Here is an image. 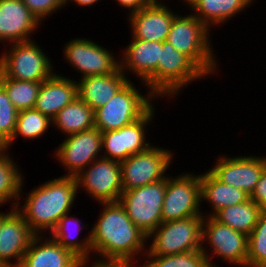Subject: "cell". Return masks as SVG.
<instances>
[{
    "label": "cell",
    "instance_id": "6da1fadb",
    "mask_svg": "<svg viewBox=\"0 0 266 267\" xmlns=\"http://www.w3.org/2000/svg\"><path fill=\"white\" fill-rule=\"evenodd\" d=\"M99 205L103 210L90 229L92 255L97 256L90 263L142 261L148 236L134 225L119 201Z\"/></svg>",
    "mask_w": 266,
    "mask_h": 267
},
{
    "label": "cell",
    "instance_id": "7a4b0ae2",
    "mask_svg": "<svg viewBox=\"0 0 266 267\" xmlns=\"http://www.w3.org/2000/svg\"><path fill=\"white\" fill-rule=\"evenodd\" d=\"M58 177L33 188L32 191L27 192L28 194L26 193L25 198L22 197L23 188H21L15 209L36 235H45V233L49 235L60 218L71 213L70 210L75 207L74 203L78 198L77 194L81 193V190L78 191L75 177ZM21 199L22 201L24 199V204H21Z\"/></svg>",
    "mask_w": 266,
    "mask_h": 267
},
{
    "label": "cell",
    "instance_id": "3957f363",
    "mask_svg": "<svg viewBox=\"0 0 266 267\" xmlns=\"http://www.w3.org/2000/svg\"><path fill=\"white\" fill-rule=\"evenodd\" d=\"M210 30L192 13L177 15L166 41L180 53L186 55L206 76L217 75L218 58L213 50Z\"/></svg>",
    "mask_w": 266,
    "mask_h": 267
},
{
    "label": "cell",
    "instance_id": "277c9868",
    "mask_svg": "<svg viewBox=\"0 0 266 267\" xmlns=\"http://www.w3.org/2000/svg\"><path fill=\"white\" fill-rule=\"evenodd\" d=\"M136 87L129 80L105 105L94 110L95 127L101 132L118 130L140 119L157 97L151 92L143 95Z\"/></svg>",
    "mask_w": 266,
    "mask_h": 267
},
{
    "label": "cell",
    "instance_id": "5b68a950",
    "mask_svg": "<svg viewBox=\"0 0 266 267\" xmlns=\"http://www.w3.org/2000/svg\"><path fill=\"white\" fill-rule=\"evenodd\" d=\"M0 55V72L8 78L19 81L43 82L56 71L45 49L35 40L5 44ZM54 71V72H53Z\"/></svg>",
    "mask_w": 266,
    "mask_h": 267
},
{
    "label": "cell",
    "instance_id": "8992f818",
    "mask_svg": "<svg viewBox=\"0 0 266 267\" xmlns=\"http://www.w3.org/2000/svg\"><path fill=\"white\" fill-rule=\"evenodd\" d=\"M203 215L162 222L147 238L145 255L166 256L202 249ZM152 241V242H151Z\"/></svg>",
    "mask_w": 266,
    "mask_h": 267
},
{
    "label": "cell",
    "instance_id": "52a82bcc",
    "mask_svg": "<svg viewBox=\"0 0 266 267\" xmlns=\"http://www.w3.org/2000/svg\"><path fill=\"white\" fill-rule=\"evenodd\" d=\"M208 78L186 55L176 50L168 41L162 42L160 59L156 68V97L173 99L187 85Z\"/></svg>",
    "mask_w": 266,
    "mask_h": 267
},
{
    "label": "cell",
    "instance_id": "ba28073f",
    "mask_svg": "<svg viewBox=\"0 0 266 267\" xmlns=\"http://www.w3.org/2000/svg\"><path fill=\"white\" fill-rule=\"evenodd\" d=\"M206 246L210 247L211 253ZM201 250L206 255L209 267H218L212 262V259L216 257L224 259L223 261H227L229 265L236 264V267H247L248 236L230 226L221 224L212 216L203 218Z\"/></svg>",
    "mask_w": 266,
    "mask_h": 267
},
{
    "label": "cell",
    "instance_id": "9c48e42d",
    "mask_svg": "<svg viewBox=\"0 0 266 267\" xmlns=\"http://www.w3.org/2000/svg\"><path fill=\"white\" fill-rule=\"evenodd\" d=\"M166 179L143 187L124 190L119 203L134 225L149 236L162 223Z\"/></svg>",
    "mask_w": 266,
    "mask_h": 267
},
{
    "label": "cell",
    "instance_id": "30bf717a",
    "mask_svg": "<svg viewBox=\"0 0 266 267\" xmlns=\"http://www.w3.org/2000/svg\"><path fill=\"white\" fill-rule=\"evenodd\" d=\"M170 150L164 149L163 146L151 145L148 149L120 162L123 190L143 187L166 179L169 176L166 171L170 169L175 157Z\"/></svg>",
    "mask_w": 266,
    "mask_h": 267
},
{
    "label": "cell",
    "instance_id": "8fae6325",
    "mask_svg": "<svg viewBox=\"0 0 266 267\" xmlns=\"http://www.w3.org/2000/svg\"><path fill=\"white\" fill-rule=\"evenodd\" d=\"M200 174L185 172L166 178L162 222L203 215L201 208ZM201 209V210H200Z\"/></svg>",
    "mask_w": 266,
    "mask_h": 267
},
{
    "label": "cell",
    "instance_id": "7c38bea8",
    "mask_svg": "<svg viewBox=\"0 0 266 267\" xmlns=\"http://www.w3.org/2000/svg\"><path fill=\"white\" fill-rule=\"evenodd\" d=\"M62 56L66 63L80 72L81 78L111 74L120 69V59L113 51L86 37L70 39L64 44Z\"/></svg>",
    "mask_w": 266,
    "mask_h": 267
},
{
    "label": "cell",
    "instance_id": "4fadbf2b",
    "mask_svg": "<svg viewBox=\"0 0 266 267\" xmlns=\"http://www.w3.org/2000/svg\"><path fill=\"white\" fill-rule=\"evenodd\" d=\"M78 191L89 194L97 203L117 202L122 195L119 161L100 157L75 176Z\"/></svg>",
    "mask_w": 266,
    "mask_h": 267
},
{
    "label": "cell",
    "instance_id": "5bb4252c",
    "mask_svg": "<svg viewBox=\"0 0 266 267\" xmlns=\"http://www.w3.org/2000/svg\"><path fill=\"white\" fill-rule=\"evenodd\" d=\"M101 142L102 132L96 127L66 136L53 153V157L67 172L61 176L75 177L102 157Z\"/></svg>",
    "mask_w": 266,
    "mask_h": 267
},
{
    "label": "cell",
    "instance_id": "9a60e30c",
    "mask_svg": "<svg viewBox=\"0 0 266 267\" xmlns=\"http://www.w3.org/2000/svg\"><path fill=\"white\" fill-rule=\"evenodd\" d=\"M153 105L140 119L118 130L102 132V157L122 162L129 156L148 149L149 124L154 119L156 109ZM104 154V155H103Z\"/></svg>",
    "mask_w": 266,
    "mask_h": 267
},
{
    "label": "cell",
    "instance_id": "2e32d148",
    "mask_svg": "<svg viewBox=\"0 0 266 267\" xmlns=\"http://www.w3.org/2000/svg\"><path fill=\"white\" fill-rule=\"evenodd\" d=\"M130 44L122 49L120 70L126 75L133 73L147 92L156 96V68L160 59L162 42L145 41L130 37Z\"/></svg>",
    "mask_w": 266,
    "mask_h": 267
},
{
    "label": "cell",
    "instance_id": "e0dca14e",
    "mask_svg": "<svg viewBox=\"0 0 266 267\" xmlns=\"http://www.w3.org/2000/svg\"><path fill=\"white\" fill-rule=\"evenodd\" d=\"M212 167L209 171L218 180L251 195L266 169V157L261 155L229 157L224 154L218 157L215 166Z\"/></svg>",
    "mask_w": 266,
    "mask_h": 267
},
{
    "label": "cell",
    "instance_id": "ac0fdd59",
    "mask_svg": "<svg viewBox=\"0 0 266 267\" xmlns=\"http://www.w3.org/2000/svg\"><path fill=\"white\" fill-rule=\"evenodd\" d=\"M9 210L2 212L0 267H19L36 234L15 208L10 207Z\"/></svg>",
    "mask_w": 266,
    "mask_h": 267
},
{
    "label": "cell",
    "instance_id": "d6986e66",
    "mask_svg": "<svg viewBox=\"0 0 266 267\" xmlns=\"http://www.w3.org/2000/svg\"><path fill=\"white\" fill-rule=\"evenodd\" d=\"M168 6L163 1L152 2L147 7L127 15L131 37L145 41H165L172 20L177 15Z\"/></svg>",
    "mask_w": 266,
    "mask_h": 267
},
{
    "label": "cell",
    "instance_id": "ffe728a7",
    "mask_svg": "<svg viewBox=\"0 0 266 267\" xmlns=\"http://www.w3.org/2000/svg\"><path fill=\"white\" fill-rule=\"evenodd\" d=\"M39 20L21 0H0V43L32 40Z\"/></svg>",
    "mask_w": 266,
    "mask_h": 267
},
{
    "label": "cell",
    "instance_id": "44dd1931",
    "mask_svg": "<svg viewBox=\"0 0 266 267\" xmlns=\"http://www.w3.org/2000/svg\"><path fill=\"white\" fill-rule=\"evenodd\" d=\"M36 235L19 267H84L85 264L50 235Z\"/></svg>",
    "mask_w": 266,
    "mask_h": 267
},
{
    "label": "cell",
    "instance_id": "7402d4cb",
    "mask_svg": "<svg viewBox=\"0 0 266 267\" xmlns=\"http://www.w3.org/2000/svg\"><path fill=\"white\" fill-rule=\"evenodd\" d=\"M77 97V81L55 72L42 82L34 108L52 120Z\"/></svg>",
    "mask_w": 266,
    "mask_h": 267
},
{
    "label": "cell",
    "instance_id": "603a6c76",
    "mask_svg": "<svg viewBox=\"0 0 266 267\" xmlns=\"http://www.w3.org/2000/svg\"><path fill=\"white\" fill-rule=\"evenodd\" d=\"M130 78L119 69L115 73L79 78L78 97L93 110L105 105Z\"/></svg>",
    "mask_w": 266,
    "mask_h": 267
},
{
    "label": "cell",
    "instance_id": "cb8c5ba5",
    "mask_svg": "<svg viewBox=\"0 0 266 267\" xmlns=\"http://www.w3.org/2000/svg\"><path fill=\"white\" fill-rule=\"evenodd\" d=\"M254 2L255 0H188L185 5L211 30L215 25L219 27L226 24Z\"/></svg>",
    "mask_w": 266,
    "mask_h": 267
},
{
    "label": "cell",
    "instance_id": "d4e9b609",
    "mask_svg": "<svg viewBox=\"0 0 266 267\" xmlns=\"http://www.w3.org/2000/svg\"><path fill=\"white\" fill-rule=\"evenodd\" d=\"M73 228H75L77 232ZM85 228H90V226H88V224L85 225V223L82 224V220L75 217V215L72 216L71 214H66L60 218L59 222L49 235H51L50 237L64 248L70 250L85 265L90 266V260L91 257H93L91 255V231H89V233H87L88 235H85L82 240H79L78 238L81 230Z\"/></svg>",
    "mask_w": 266,
    "mask_h": 267
},
{
    "label": "cell",
    "instance_id": "484cf974",
    "mask_svg": "<svg viewBox=\"0 0 266 267\" xmlns=\"http://www.w3.org/2000/svg\"><path fill=\"white\" fill-rule=\"evenodd\" d=\"M200 187L201 204L207 202L212 208L210 211H213H209V214L207 211L205 213L202 211L203 216H213L224 207L237 205L250 199L248 193L221 182L209 170L200 173Z\"/></svg>",
    "mask_w": 266,
    "mask_h": 267
},
{
    "label": "cell",
    "instance_id": "4316f807",
    "mask_svg": "<svg viewBox=\"0 0 266 267\" xmlns=\"http://www.w3.org/2000/svg\"><path fill=\"white\" fill-rule=\"evenodd\" d=\"M52 126L65 137L92 129L95 127L94 110L77 97L57 113L52 119Z\"/></svg>",
    "mask_w": 266,
    "mask_h": 267
},
{
    "label": "cell",
    "instance_id": "83f0119b",
    "mask_svg": "<svg viewBox=\"0 0 266 267\" xmlns=\"http://www.w3.org/2000/svg\"><path fill=\"white\" fill-rule=\"evenodd\" d=\"M8 152V149L0 147V203L4 205L12 201L10 206L15 208L26 180Z\"/></svg>",
    "mask_w": 266,
    "mask_h": 267
},
{
    "label": "cell",
    "instance_id": "f1b7e54d",
    "mask_svg": "<svg viewBox=\"0 0 266 267\" xmlns=\"http://www.w3.org/2000/svg\"><path fill=\"white\" fill-rule=\"evenodd\" d=\"M261 211V207L249 199L237 205L224 207L212 217L221 224L230 226L248 236L256 226Z\"/></svg>",
    "mask_w": 266,
    "mask_h": 267
},
{
    "label": "cell",
    "instance_id": "f546056e",
    "mask_svg": "<svg viewBox=\"0 0 266 267\" xmlns=\"http://www.w3.org/2000/svg\"><path fill=\"white\" fill-rule=\"evenodd\" d=\"M50 127H52V120L37 109L30 108L18 111L14 135L4 148L9 150L11 148L10 146L20 136L29 140L40 139V137H43L47 133Z\"/></svg>",
    "mask_w": 266,
    "mask_h": 267
},
{
    "label": "cell",
    "instance_id": "4dcf8cb0",
    "mask_svg": "<svg viewBox=\"0 0 266 267\" xmlns=\"http://www.w3.org/2000/svg\"><path fill=\"white\" fill-rule=\"evenodd\" d=\"M0 84L18 111L34 108L42 82L19 81L0 72Z\"/></svg>",
    "mask_w": 266,
    "mask_h": 267
},
{
    "label": "cell",
    "instance_id": "1f68e13d",
    "mask_svg": "<svg viewBox=\"0 0 266 267\" xmlns=\"http://www.w3.org/2000/svg\"><path fill=\"white\" fill-rule=\"evenodd\" d=\"M143 261L145 267H209L202 250L166 256L144 255Z\"/></svg>",
    "mask_w": 266,
    "mask_h": 267
},
{
    "label": "cell",
    "instance_id": "d6a6232c",
    "mask_svg": "<svg viewBox=\"0 0 266 267\" xmlns=\"http://www.w3.org/2000/svg\"><path fill=\"white\" fill-rule=\"evenodd\" d=\"M247 267H266V210H262L256 226L248 235Z\"/></svg>",
    "mask_w": 266,
    "mask_h": 267
},
{
    "label": "cell",
    "instance_id": "836d02e7",
    "mask_svg": "<svg viewBox=\"0 0 266 267\" xmlns=\"http://www.w3.org/2000/svg\"><path fill=\"white\" fill-rule=\"evenodd\" d=\"M17 115L18 110L0 84V147H4L12 139L16 128Z\"/></svg>",
    "mask_w": 266,
    "mask_h": 267
},
{
    "label": "cell",
    "instance_id": "e575fe53",
    "mask_svg": "<svg viewBox=\"0 0 266 267\" xmlns=\"http://www.w3.org/2000/svg\"><path fill=\"white\" fill-rule=\"evenodd\" d=\"M31 11V13L42 24L43 20L61 11L64 6V0H21Z\"/></svg>",
    "mask_w": 266,
    "mask_h": 267
},
{
    "label": "cell",
    "instance_id": "d590c367",
    "mask_svg": "<svg viewBox=\"0 0 266 267\" xmlns=\"http://www.w3.org/2000/svg\"><path fill=\"white\" fill-rule=\"evenodd\" d=\"M250 199L254 201L262 210H266V169L263 171L260 179L255 185L250 195Z\"/></svg>",
    "mask_w": 266,
    "mask_h": 267
},
{
    "label": "cell",
    "instance_id": "8d00e7d4",
    "mask_svg": "<svg viewBox=\"0 0 266 267\" xmlns=\"http://www.w3.org/2000/svg\"><path fill=\"white\" fill-rule=\"evenodd\" d=\"M118 6L128 9V15L137 12L152 3L151 0H116Z\"/></svg>",
    "mask_w": 266,
    "mask_h": 267
},
{
    "label": "cell",
    "instance_id": "74e56055",
    "mask_svg": "<svg viewBox=\"0 0 266 267\" xmlns=\"http://www.w3.org/2000/svg\"><path fill=\"white\" fill-rule=\"evenodd\" d=\"M138 262H106L96 265H91L92 267H145L144 263L142 261L140 264H136Z\"/></svg>",
    "mask_w": 266,
    "mask_h": 267
},
{
    "label": "cell",
    "instance_id": "f35d334b",
    "mask_svg": "<svg viewBox=\"0 0 266 267\" xmlns=\"http://www.w3.org/2000/svg\"><path fill=\"white\" fill-rule=\"evenodd\" d=\"M98 1H101V0H64V6H68L69 3L73 2V4L74 5L76 4V6L78 7L89 8V6H92V5L95 6V4L98 3Z\"/></svg>",
    "mask_w": 266,
    "mask_h": 267
},
{
    "label": "cell",
    "instance_id": "ab89813d",
    "mask_svg": "<svg viewBox=\"0 0 266 267\" xmlns=\"http://www.w3.org/2000/svg\"><path fill=\"white\" fill-rule=\"evenodd\" d=\"M1 225H2V211H0V230H1Z\"/></svg>",
    "mask_w": 266,
    "mask_h": 267
},
{
    "label": "cell",
    "instance_id": "60d3db41",
    "mask_svg": "<svg viewBox=\"0 0 266 267\" xmlns=\"http://www.w3.org/2000/svg\"><path fill=\"white\" fill-rule=\"evenodd\" d=\"M188 0H181L182 4L185 5V3L187 2Z\"/></svg>",
    "mask_w": 266,
    "mask_h": 267
},
{
    "label": "cell",
    "instance_id": "b9f144b4",
    "mask_svg": "<svg viewBox=\"0 0 266 267\" xmlns=\"http://www.w3.org/2000/svg\"><path fill=\"white\" fill-rule=\"evenodd\" d=\"M152 2H161V0H151ZM163 2H165L164 0H163Z\"/></svg>",
    "mask_w": 266,
    "mask_h": 267
}]
</instances>
